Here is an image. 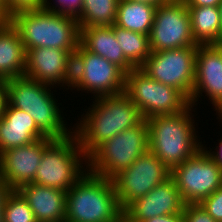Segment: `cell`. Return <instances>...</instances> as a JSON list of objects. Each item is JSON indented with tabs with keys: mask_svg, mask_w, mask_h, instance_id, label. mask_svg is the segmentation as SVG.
Segmentation results:
<instances>
[{
	"mask_svg": "<svg viewBox=\"0 0 222 222\" xmlns=\"http://www.w3.org/2000/svg\"><path fill=\"white\" fill-rule=\"evenodd\" d=\"M191 32L198 45L222 44V25L218 6H187Z\"/></svg>",
	"mask_w": 222,
	"mask_h": 222,
	"instance_id": "cell-22",
	"label": "cell"
},
{
	"mask_svg": "<svg viewBox=\"0 0 222 222\" xmlns=\"http://www.w3.org/2000/svg\"><path fill=\"white\" fill-rule=\"evenodd\" d=\"M0 222H4L3 210H0Z\"/></svg>",
	"mask_w": 222,
	"mask_h": 222,
	"instance_id": "cell-42",
	"label": "cell"
},
{
	"mask_svg": "<svg viewBox=\"0 0 222 222\" xmlns=\"http://www.w3.org/2000/svg\"><path fill=\"white\" fill-rule=\"evenodd\" d=\"M17 191L29 204L37 222H65L67 191L37 183L24 184Z\"/></svg>",
	"mask_w": 222,
	"mask_h": 222,
	"instance_id": "cell-18",
	"label": "cell"
},
{
	"mask_svg": "<svg viewBox=\"0 0 222 222\" xmlns=\"http://www.w3.org/2000/svg\"><path fill=\"white\" fill-rule=\"evenodd\" d=\"M24 75L49 86L68 90L73 79V53L58 48L28 49Z\"/></svg>",
	"mask_w": 222,
	"mask_h": 222,
	"instance_id": "cell-14",
	"label": "cell"
},
{
	"mask_svg": "<svg viewBox=\"0 0 222 222\" xmlns=\"http://www.w3.org/2000/svg\"><path fill=\"white\" fill-rule=\"evenodd\" d=\"M149 150L147 120L126 129L101 144L88 158V170L112 179Z\"/></svg>",
	"mask_w": 222,
	"mask_h": 222,
	"instance_id": "cell-7",
	"label": "cell"
},
{
	"mask_svg": "<svg viewBox=\"0 0 222 222\" xmlns=\"http://www.w3.org/2000/svg\"><path fill=\"white\" fill-rule=\"evenodd\" d=\"M149 43L151 52L198 46L193 39L188 7L184 0H169L156 8Z\"/></svg>",
	"mask_w": 222,
	"mask_h": 222,
	"instance_id": "cell-13",
	"label": "cell"
},
{
	"mask_svg": "<svg viewBox=\"0 0 222 222\" xmlns=\"http://www.w3.org/2000/svg\"><path fill=\"white\" fill-rule=\"evenodd\" d=\"M187 6H219L222 0H184Z\"/></svg>",
	"mask_w": 222,
	"mask_h": 222,
	"instance_id": "cell-33",
	"label": "cell"
},
{
	"mask_svg": "<svg viewBox=\"0 0 222 222\" xmlns=\"http://www.w3.org/2000/svg\"><path fill=\"white\" fill-rule=\"evenodd\" d=\"M183 222H217L200 204H185Z\"/></svg>",
	"mask_w": 222,
	"mask_h": 222,
	"instance_id": "cell-29",
	"label": "cell"
},
{
	"mask_svg": "<svg viewBox=\"0 0 222 222\" xmlns=\"http://www.w3.org/2000/svg\"><path fill=\"white\" fill-rule=\"evenodd\" d=\"M50 140L45 137L0 153V176L11 190L35 180L45 145Z\"/></svg>",
	"mask_w": 222,
	"mask_h": 222,
	"instance_id": "cell-16",
	"label": "cell"
},
{
	"mask_svg": "<svg viewBox=\"0 0 222 222\" xmlns=\"http://www.w3.org/2000/svg\"><path fill=\"white\" fill-rule=\"evenodd\" d=\"M80 44L94 54L116 64L126 74L135 67L124 57L117 42L113 26H91L80 28Z\"/></svg>",
	"mask_w": 222,
	"mask_h": 222,
	"instance_id": "cell-20",
	"label": "cell"
},
{
	"mask_svg": "<svg viewBox=\"0 0 222 222\" xmlns=\"http://www.w3.org/2000/svg\"><path fill=\"white\" fill-rule=\"evenodd\" d=\"M185 204H199L222 186V168L202 148L193 157L171 169Z\"/></svg>",
	"mask_w": 222,
	"mask_h": 222,
	"instance_id": "cell-11",
	"label": "cell"
},
{
	"mask_svg": "<svg viewBox=\"0 0 222 222\" xmlns=\"http://www.w3.org/2000/svg\"><path fill=\"white\" fill-rule=\"evenodd\" d=\"M0 8H6L5 0H0Z\"/></svg>",
	"mask_w": 222,
	"mask_h": 222,
	"instance_id": "cell-40",
	"label": "cell"
},
{
	"mask_svg": "<svg viewBox=\"0 0 222 222\" xmlns=\"http://www.w3.org/2000/svg\"><path fill=\"white\" fill-rule=\"evenodd\" d=\"M126 73L116 64L87 51L81 44L73 54V79L69 90L92 93V98L125 92Z\"/></svg>",
	"mask_w": 222,
	"mask_h": 222,
	"instance_id": "cell-8",
	"label": "cell"
},
{
	"mask_svg": "<svg viewBox=\"0 0 222 222\" xmlns=\"http://www.w3.org/2000/svg\"><path fill=\"white\" fill-rule=\"evenodd\" d=\"M93 99L86 114L73 125V133L87 158L105 141L144 120L125 92Z\"/></svg>",
	"mask_w": 222,
	"mask_h": 222,
	"instance_id": "cell-1",
	"label": "cell"
},
{
	"mask_svg": "<svg viewBox=\"0 0 222 222\" xmlns=\"http://www.w3.org/2000/svg\"><path fill=\"white\" fill-rule=\"evenodd\" d=\"M219 121L222 122L221 119H219ZM222 126V124H221ZM202 148L205 150V152L213 159V161L216 163V165L220 168H222V139H219V143L218 146H216V148L213 149H207L206 146L202 145ZM213 150V151H212Z\"/></svg>",
	"mask_w": 222,
	"mask_h": 222,
	"instance_id": "cell-31",
	"label": "cell"
},
{
	"mask_svg": "<svg viewBox=\"0 0 222 222\" xmlns=\"http://www.w3.org/2000/svg\"><path fill=\"white\" fill-rule=\"evenodd\" d=\"M114 34L121 45L124 57L135 68H140L151 54L149 36L116 25H114Z\"/></svg>",
	"mask_w": 222,
	"mask_h": 222,
	"instance_id": "cell-24",
	"label": "cell"
},
{
	"mask_svg": "<svg viewBox=\"0 0 222 222\" xmlns=\"http://www.w3.org/2000/svg\"><path fill=\"white\" fill-rule=\"evenodd\" d=\"M220 17H221V25H222V2L219 4Z\"/></svg>",
	"mask_w": 222,
	"mask_h": 222,
	"instance_id": "cell-41",
	"label": "cell"
},
{
	"mask_svg": "<svg viewBox=\"0 0 222 222\" xmlns=\"http://www.w3.org/2000/svg\"><path fill=\"white\" fill-rule=\"evenodd\" d=\"M135 3H143V4H150L158 7L160 4L166 3L169 0H129Z\"/></svg>",
	"mask_w": 222,
	"mask_h": 222,
	"instance_id": "cell-36",
	"label": "cell"
},
{
	"mask_svg": "<svg viewBox=\"0 0 222 222\" xmlns=\"http://www.w3.org/2000/svg\"><path fill=\"white\" fill-rule=\"evenodd\" d=\"M171 178V169L150 150L140 155L131 166L112 178L120 207L124 210L155 186Z\"/></svg>",
	"mask_w": 222,
	"mask_h": 222,
	"instance_id": "cell-12",
	"label": "cell"
},
{
	"mask_svg": "<svg viewBox=\"0 0 222 222\" xmlns=\"http://www.w3.org/2000/svg\"><path fill=\"white\" fill-rule=\"evenodd\" d=\"M26 51L17 29L7 21L0 28V80L23 76Z\"/></svg>",
	"mask_w": 222,
	"mask_h": 222,
	"instance_id": "cell-21",
	"label": "cell"
},
{
	"mask_svg": "<svg viewBox=\"0 0 222 222\" xmlns=\"http://www.w3.org/2000/svg\"><path fill=\"white\" fill-rule=\"evenodd\" d=\"M5 103H6L5 81L0 80V120L2 118Z\"/></svg>",
	"mask_w": 222,
	"mask_h": 222,
	"instance_id": "cell-35",
	"label": "cell"
},
{
	"mask_svg": "<svg viewBox=\"0 0 222 222\" xmlns=\"http://www.w3.org/2000/svg\"><path fill=\"white\" fill-rule=\"evenodd\" d=\"M156 6L119 0L114 25L149 36L154 22Z\"/></svg>",
	"mask_w": 222,
	"mask_h": 222,
	"instance_id": "cell-23",
	"label": "cell"
},
{
	"mask_svg": "<svg viewBox=\"0 0 222 222\" xmlns=\"http://www.w3.org/2000/svg\"><path fill=\"white\" fill-rule=\"evenodd\" d=\"M125 93L144 119L184 111L189 100L177 89L150 78L140 68L126 74Z\"/></svg>",
	"mask_w": 222,
	"mask_h": 222,
	"instance_id": "cell-9",
	"label": "cell"
},
{
	"mask_svg": "<svg viewBox=\"0 0 222 222\" xmlns=\"http://www.w3.org/2000/svg\"><path fill=\"white\" fill-rule=\"evenodd\" d=\"M122 215L112 179L87 170L66 192L65 222H118Z\"/></svg>",
	"mask_w": 222,
	"mask_h": 222,
	"instance_id": "cell-5",
	"label": "cell"
},
{
	"mask_svg": "<svg viewBox=\"0 0 222 222\" xmlns=\"http://www.w3.org/2000/svg\"><path fill=\"white\" fill-rule=\"evenodd\" d=\"M197 46L151 52L140 67L150 78L179 90L189 101L195 81Z\"/></svg>",
	"mask_w": 222,
	"mask_h": 222,
	"instance_id": "cell-10",
	"label": "cell"
},
{
	"mask_svg": "<svg viewBox=\"0 0 222 222\" xmlns=\"http://www.w3.org/2000/svg\"><path fill=\"white\" fill-rule=\"evenodd\" d=\"M205 94L214 111L222 107V44L198 45L196 51L195 81L190 104L198 105Z\"/></svg>",
	"mask_w": 222,
	"mask_h": 222,
	"instance_id": "cell-15",
	"label": "cell"
},
{
	"mask_svg": "<svg viewBox=\"0 0 222 222\" xmlns=\"http://www.w3.org/2000/svg\"><path fill=\"white\" fill-rule=\"evenodd\" d=\"M4 222H37L32 209L17 190H10L3 203Z\"/></svg>",
	"mask_w": 222,
	"mask_h": 222,
	"instance_id": "cell-26",
	"label": "cell"
},
{
	"mask_svg": "<svg viewBox=\"0 0 222 222\" xmlns=\"http://www.w3.org/2000/svg\"><path fill=\"white\" fill-rule=\"evenodd\" d=\"M9 21L6 8H0V28Z\"/></svg>",
	"mask_w": 222,
	"mask_h": 222,
	"instance_id": "cell-37",
	"label": "cell"
},
{
	"mask_svg": "<svg viewBox=\"0 0 222 222\" xmlns=\"http://www.w3.org/2000/svg\"><path fill=\"white\" fill-rule=\"evenodd\" d=\"M119 0H83L81 14L76 18L80 28L113 26Z\"/></svg>",
	"mask_w": 222,
	"mask_h": 222,
	"instance_id": "cell-25",
	"label": "cell"
},
{
	"mask_svg": "<svg viewBox=\"0 0 222 222\" xmlns=\"http://www.w3.org/2000/svg\"><path fill=\"white\" fill-rule=\"evenodd\" d=\"M185 202L172 178L155 186L148 194L130 203L123 214L133 222H143L155 216L183 213Z\"/></svg>",
	"mask_w": 222,
	"mask_h": 222,
	"instance_id": "cell-17",
	"label": "cell"
},
{
	"mask_svg": "<svg viewBox=\"0 0 222 222\" xmlns=\"http://www.w3.org/2000/svg\"><path fill=\"white\" fill-rule=\"evenodd\" d=\"M118 222H133L128 217H126L124 214L119 218Z\"/></svg>",
	"mask_w": 222,
	"mask_h": 222,
	"instance_id": "cell-38",
	"label": "cell"
},
{
	"mask_svg": "<svg viewBox=\"0 0 222 222\" xmlns=\"http://www.w3.org/2000/svg\"><path fill=\"white\" fill-rule=\"evenodd\" d=\"M216 114H218L217 118L222 120V107L216 112Z\"/></svg>",
	"mask_w": 222,
	"mask_h": 222,
	"instance_id": "cell-39",
	"label": "cell"
},
{
	"mask_svg": "<svg viewBox=\"0 0 222 222\" xmlns=\"http://www.w3.org/2000/svg\"><path fill=\"white\" fill-rule=\"evenodd\" d=\"M44 0L42 9L77 18L82 11L83 0Z\"/></svg>",
	"mask_w": 222,
	"mask_h": 222,
	"instance_id": "cell-27",
	"label": "cell"
},
{
	"mask_svg": "<svg viewBox=\"0 0 222 222\" xmlns=\"http://www.w3.org/2000/svg\"><path fill=\"white\" fill-rule=\"evenodd\" d=\"M10 188L5 184L3 179L0 176V210H3V203L7 196V194L10 192Z\"/></svg>",
	"mask_w": 222,
	"mask_h": 222,
	"instance_id": "cell-34",
	"label": "cell"
},
{
	"mask_svg": "<svg viewBox=\"0 0 222 222\" xmlns=\"http://www.w3.org/2000/svg\"><path fill=\"white\" fill-rule=\"evenodd\" d=\"M217 222H222V186L199 203Z\"/></svg>",
	"mask_w": 222,
	"mask_h": 222,
	"instance_id": "cell-28",
	"label": "cell"
},
{
	"mask_svg": "<svg viewBox=\"0 0 222 222\" xmlns=\"http://www.w3.org/2000/svg\"><path fill=\"white\" fill-rule=\"evenodd\" d=\"M143 222H183V213L155 216Z\"/></svg>",
	"mask_w": 222,
	"mask_h": 222,
	"instance_id": "cell-32",
	"label": "cell"
},
{
	"mask_svg": "<svg viewBox=\"0 0 222 222\" xmlns=\"http://www.w3.org/2000/svg\"><path fill=\"white\" fill-rule=\"evenodd\" d=\"M84 165V166H83ZM88 160L74 133L45 145L32 183L67 191L88 170Z\"/></svg>",
	"mask_w": 222,
	"mask_h": 222,
	"instance_id": "cell-6",
	"label": "cell"
},
{
	"mask_svg": "<svg viewBox=\"0 0 222 222\" xmlns=\"http://www.w3.org/2000/svg\"><path fill=\"white\" fill-rule=\"evenodd\" d=\"M5 86L6 101L28 113L46 137L62 139L73 133V128L66 126L63 107L59 109L58 100L54 97L52 89L55 87L25 75L6 80Z\"/></svg>",
	"mask_w": 222,
	"mask_h": 222,
	"instance_id": "cell-3",
	"label": "cell"
},
{
	"mask_svg": "<svg viewBox=\"0 0 222 222\" xmlns=\"http://www.w3.org/2000/svg\"><path fill=\"white\" fill-rule=\"evenodd\" d=\"M45 137L28 113L6 101L0 120V153Z\"/></svg>",
	"mask_w": 222,
	"mask_h": 222,
	"instance_id": "cell-19",
	"label": "cell"
},
{
	"mask_svg": "<svg viewBox=\"0 0 222 222\" xmlns=\"http://www.w3.org/2000/svg\"><path fill=\"white\" fill-rule=\"evenodd\" d=\"M190 104L177 114L158 115L147 120L149 150L170 169L193 157L202 149ZM194 109V110H193ZM197 132V133H196Z\"/></svg>",
	"mask_w": 222,
	"mask_h": 222,
	"instance_id": "cell-2",
	"label": "cell"
},
{
	"mask_svg": "<svg viewBox=\"0 0 222 222\" xmlns=\"http://www.w3.org/2000/svg\"><path fill=\"white\" fill-rule=\"evenodd\" d=\"M44 0H5L8 18L20 11L41 9Z\"/></svg>",
	"mask_w": 222,
	"mask_h": 222,
	"instance_id": "cell-30",
	"label": "cell"
},
{
	"mask_svg": "<svg viewBox=\"0 0 222 222\" xmlns=\"http://www.w3.org/2000/svg\"><path fill=\"white\" fill-rule=\"evenodd\" d=\"M9 21L17 29L25 51L37 47L58 48L73 54L80 44L76 18L44 9L20 11Z\"/></svg>",
	"mask_w": 222,
	"mask_h": 222,
	"instance_id": "cell-4",
	"label": "cell"
}]
</instances>
